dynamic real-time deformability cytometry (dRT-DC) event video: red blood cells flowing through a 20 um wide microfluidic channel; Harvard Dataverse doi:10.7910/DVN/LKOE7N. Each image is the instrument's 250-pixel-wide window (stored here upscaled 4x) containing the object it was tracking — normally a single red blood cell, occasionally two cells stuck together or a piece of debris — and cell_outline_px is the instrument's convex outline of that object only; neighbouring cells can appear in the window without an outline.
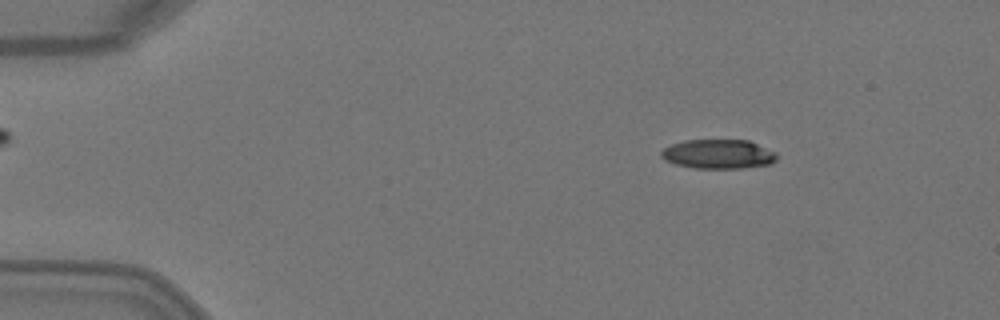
{"species": "Egyptian fruit bat (a non-hibernating species)", "species_latin": "Rousettus aegyptiacus", "temperature_condition": "warm", "stored_images_in_passage": 3, "camera_frame_rate_fps": 3000, "um_per_image_px": 0.085, "animal": {"sex": "female"}, "frame": {"image": 1, "passage_image": 1, "time_ms": 0.0, "image_size_px": [1000, 320], "cell_outline_px": [[776, 160], [772, 164], [744, 168], [692, 168], [676, 164], [664, 160], [660, 156], [660, 152], [664, 148], [672, 144], [684, 140], [748, 140], [776, 152]], "centroid_in_image_um": [61.05, 13.1], "position_along_channel_um": 24.0, "area_um2": 19.83}}